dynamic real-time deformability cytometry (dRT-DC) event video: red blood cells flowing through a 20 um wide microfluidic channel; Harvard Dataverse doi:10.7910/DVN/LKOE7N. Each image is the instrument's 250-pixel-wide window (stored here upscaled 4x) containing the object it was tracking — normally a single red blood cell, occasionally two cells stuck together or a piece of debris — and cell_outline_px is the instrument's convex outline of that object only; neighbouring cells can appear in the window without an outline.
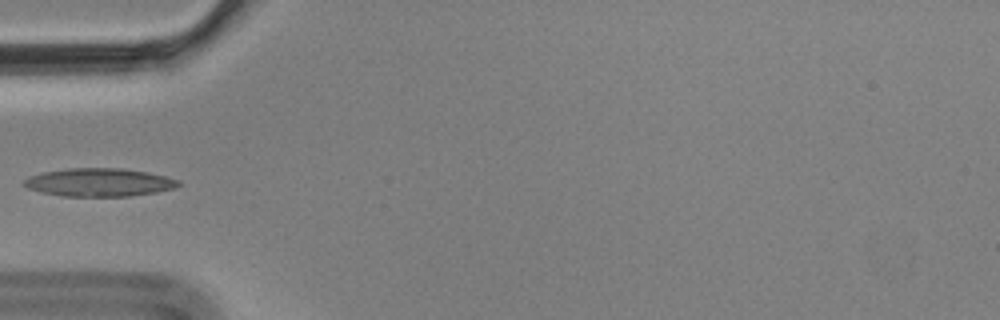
{"species": "Egyptian fruit bat (a non-hibernating species)", "species_latin": "Rousettus aegyptiacus", "temperature_condition": "cold", "stored_images_in_passage": 4, "camera_frame_rate_fps": 3000, "um_per_image_px": 0.085, "animal": {"sex": "male"}, "frame": {"image": 1, "passage_image": 4, "time_ms": 1.0, "image_size_px": [1000, 320], "cell_outline_px": [[180, 184], [176, 188], [156, 192], [132, 196], [64, 196], [44, 192], [28, 188], [24, 184], [24, 180], [28, 176], [44, 172], [68, 168], [120, 168], [148, 172], [180, 180]], "centroid_in_image_um": [8.47, 15.49], "position_along_channel_um": 76.5, "area_um2": 25.2}}